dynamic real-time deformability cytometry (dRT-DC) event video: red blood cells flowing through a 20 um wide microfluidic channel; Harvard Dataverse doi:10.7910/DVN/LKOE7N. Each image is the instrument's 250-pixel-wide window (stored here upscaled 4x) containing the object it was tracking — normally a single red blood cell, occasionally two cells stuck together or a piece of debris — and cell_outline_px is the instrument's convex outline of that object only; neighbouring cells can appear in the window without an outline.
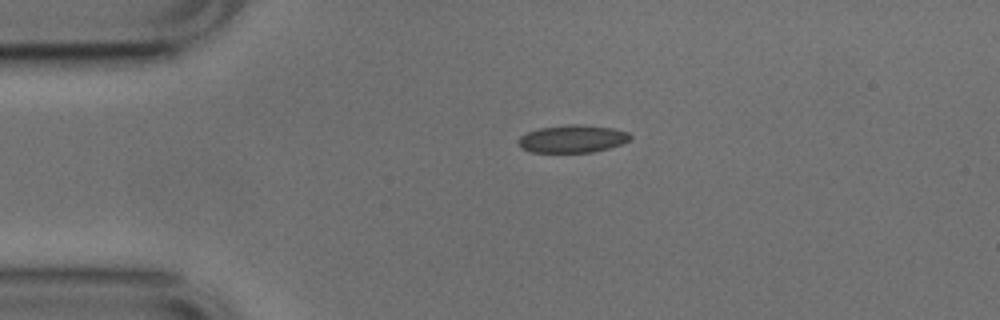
{"species": "common noctule bat (a hibernating species)", "species_latin": "Nyctalus noctula", "temperature_condition": "cold", "stored_images_in_passage": 31, "camera_frame_rate_fps": 3000, "um_per_image_px": 0.085, "animal": {"sex": "male", "body_mass_g": 17.9, "forearm_length_mm": 54.2}, "frame": {"image": 1, "passage_image": 1, "time_ms": 0.0, "image_size_px": [1000, 320], "cell_outline_px": [[632, 136], [628, 140], [620, 144], [608, 148], [592, 152], [532, 152], [520, 148], [520, 136], [528, 132], [540, 128], [568, 124], [580, 124], [612, 128], [628, 132]], "centroid_in_image_um": [48.66, 11.79], "position_along_channel_um": 36.3, "area_um2": 17.8}}
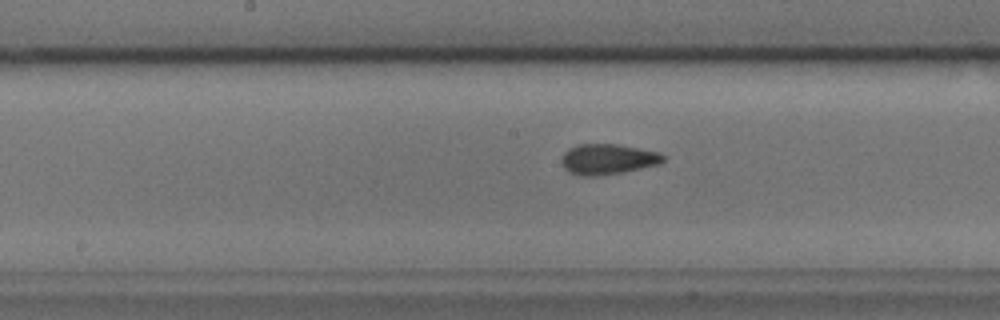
{"frame": {"image": 2, "passage_image": 16, "time_ms": 5.0, "image_size_px": [1000, 320], "cell_outline_px": [[664, 160], [660, 164], [624, 172], [596, 176], [580, 176], [568, 172], [564, 168], [560, 160], [564, 152], [568, 148], [576, 144], [616, 144], [660, 152], [664, 156]], "centroid_in_image_um": [51.63, 13.53], "position_along_channel_um": 196.6, "area_um2": 18.26}}
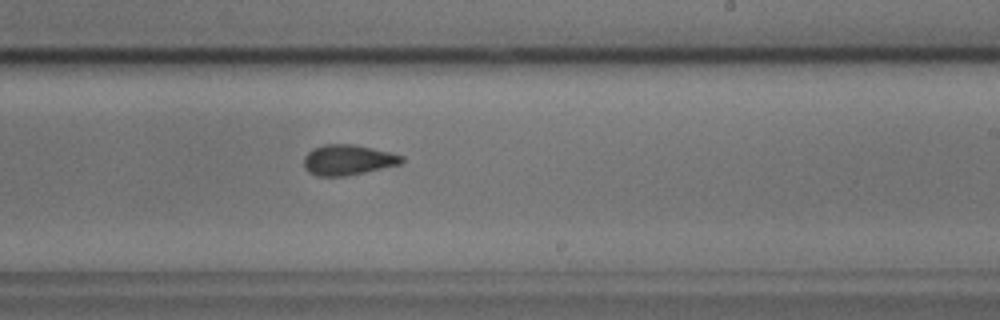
{"frame": {"image": 3, "passage_image": 21, "time_ms": 6.667, "image_size_px": [1000, 320], "cell_outline_px": [[404, 160], [400, 164], [364, 172], [344, 176], [316, 176], [308, 172], [304, 168], [304, 156], [312, 148], [324, 144], [356, 144], [404, 156]], "centroid_in_image_um": [29.53, 13.58], "position_along_channel_um": 259.5, "area_um2": 17.34}, "authors_computed_cell_mechanics": {"area_um2": 17.6868, "velocity_mm_per_s": 3.789, "shape_relaxation_time_tau1_ms": 5.6703, "shape_relaxation_time_tau2_ms": 1.4271, "deformation_change_tau1": 0.1119, "deformation_change_tau2": 0.058}}